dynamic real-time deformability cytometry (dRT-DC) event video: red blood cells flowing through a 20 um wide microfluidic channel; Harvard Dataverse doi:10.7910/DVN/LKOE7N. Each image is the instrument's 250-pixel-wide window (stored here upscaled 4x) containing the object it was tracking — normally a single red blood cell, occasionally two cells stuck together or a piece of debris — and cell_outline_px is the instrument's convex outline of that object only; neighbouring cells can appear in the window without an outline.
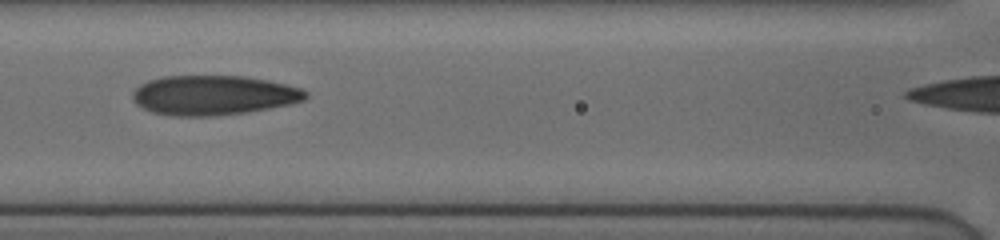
{"species": "human", "species_latin": "Homo sapiens", "temperature_condition": "cold", "stored_images_in_passage": 45, "camera_frame_rate_fps": 3000, "um_per_image_px": 0.085, "donor": {"sex": "female"}, "frame": {"image": 1, "passage_image": 23, "time_ms": 7.333, "image_size_px": [1000, 240], "cell_outline_px": [[308, 96], [304, 100], [288, 104], [248, 112], [216, 116], [172, 116], [152, 112], [136, 104], [132, 100], [132, 92], [140, 84], [148, 80], [164, 76], [244, 76], [268, 80], [300, 88], [308, 92]], "centroid_in_image_um": [18.11, 8.09], "position_along_channel_um": 148.5, "area_um2": 40.06}}
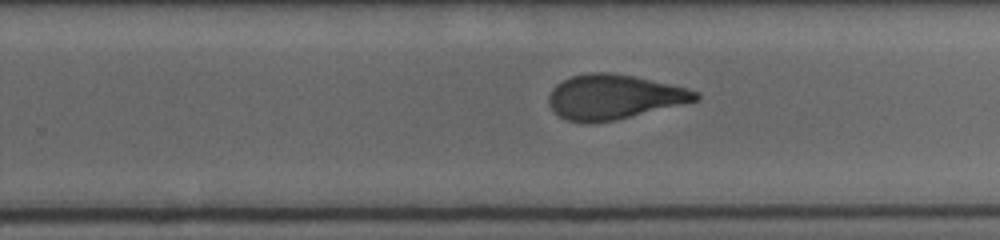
{"frame": {"image": 2, "passage_image": 33, "time_ms": 10.667, "image_size_px": [1000, 240], "cell_outline_px": [[700, 100], [616, 120], [592, 124], [588, 124], [564, 120], [548, 104], [548, 96], [552, 88], [556, 84], [572, 76], [588, 72], [608, 72], [632, 76], [688, 88], [696, 92], [700, 96]], "centroid_in_image_um": [52.15, 8.25], "position_along_channel_um": 277.6, "area_um2": 38.32}}
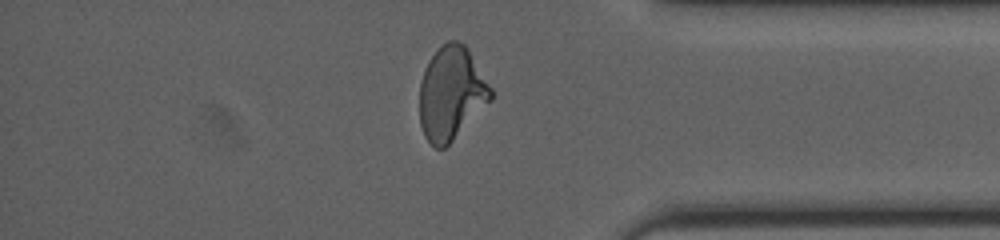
{"frame": {"image": 3, "passage_image": 43, "time_ms": 14.0, "image_size_px": [1000, 240], "cell_outline_px": [[492, 100], [444, 148], [436, 148], [424, 136], [420, 124], [420, 84], [428, 60], [448, 40], [460, 40], [468, 48], [492, 88]], "centroid_in_image_um": [38.37, 7.92], "position_along_channel_um": 396.8, "area_um2": 38.44}}